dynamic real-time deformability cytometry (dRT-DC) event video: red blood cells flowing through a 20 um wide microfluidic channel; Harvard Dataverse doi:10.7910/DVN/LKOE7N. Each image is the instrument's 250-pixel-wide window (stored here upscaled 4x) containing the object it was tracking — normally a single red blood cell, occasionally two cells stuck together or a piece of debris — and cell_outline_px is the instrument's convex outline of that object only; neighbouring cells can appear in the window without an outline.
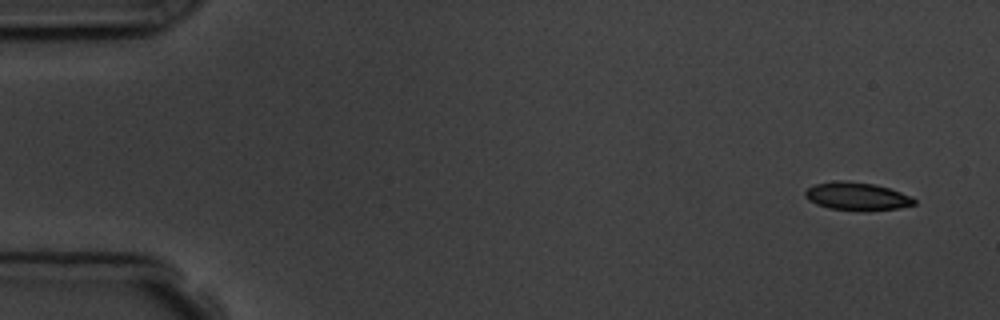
{"species": "common noctule bat (a hibernating species)", "species_latin": "Nyctalus noctula", "temperature_condition": "room temperature", "stored_images_in_passage": 4, "camera_frame_rate_fps": 3000, "um_per_image_px": 0.085, "animal": {"sex": "male", "body_mass_g": 19.5, "forearm_length_mm": 54.6}, "frame": {"image": 1, "passage_image": 1, "time_ms": 0.0, "image_size_px": [1000, 320], "cell_outline_px": [[916, 204], [900, 208], [828, 208], [816, 204], [808, 200], [804, 196], [804, 192], [812, 184], [840, 180], [844, 180], [876, 184], [912, 196], [916, 200]], "centroid_in_image_um": [72.8, 16.63], "position_along_channel_um": 12.2, "area_um2": 17.17}}
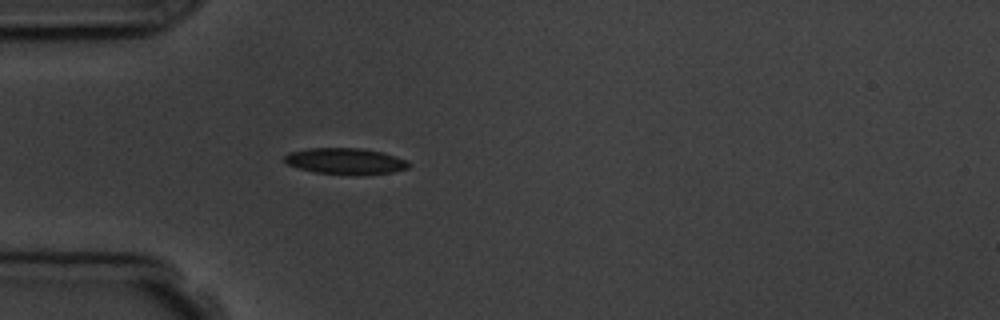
{"frame": {"image": 2, "passage_image": 4, "time_ms": 4.333, "image_size_px": [1000, 320], "cell_outline_px": [[408, 168], [392, 172], [316, 172], [300, 168], [288, 164], [284, 160], [284, 156], [288, 152], [308, 148], [360, 148], [380, 152], [396, 156], [408, 160]], "centroid_in_image_um": [29.31, 13.64], "position_along_channel_um": 55.7, "area_um2": 17.92}}